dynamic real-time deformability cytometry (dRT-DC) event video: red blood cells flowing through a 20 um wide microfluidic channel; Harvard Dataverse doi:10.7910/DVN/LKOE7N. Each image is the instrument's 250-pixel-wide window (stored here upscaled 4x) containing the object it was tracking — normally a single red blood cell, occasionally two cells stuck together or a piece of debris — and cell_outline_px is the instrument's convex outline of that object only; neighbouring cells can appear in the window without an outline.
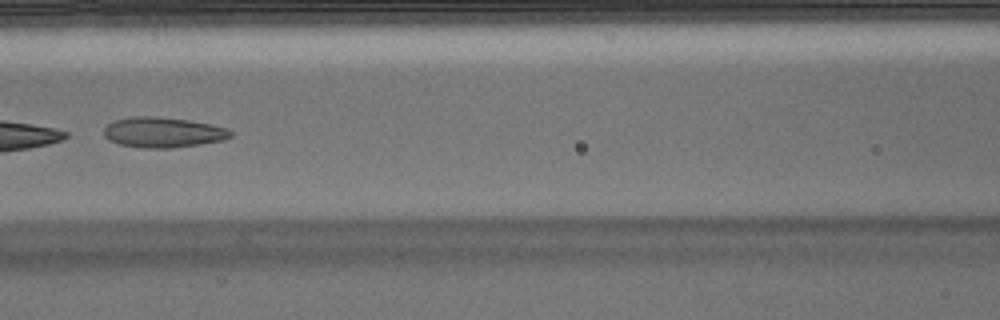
{"species": "Egyptian fruit bat (a non-hibernating species)", "species_latin": "Rousettus aegyptiacus", "temperature_condition": "warm", "stored_images_in_passage": 6, "camera_frame_rate_fps": 3000, "um_per_image_px": 0.085, "animal": {"sex": "male"}, "frame": {"image": 1, "passage_image": 6, "time_ms": 1.667, "image_size_px": [1000, 320], "cell_outline_px": [[232, 136], [224, 140], [200, 144], [172, 148], [140, 148], [120, 144], [108, 140], [104, 136], [104, 128], [112, 120], [132, 116], [156, 116], [188, 120], [228, 128], [232, 132]], "centroid_in_image_um": [13.83, 11.25], "position_along_channel_um": 152.8, "area_um2": 22.54}}